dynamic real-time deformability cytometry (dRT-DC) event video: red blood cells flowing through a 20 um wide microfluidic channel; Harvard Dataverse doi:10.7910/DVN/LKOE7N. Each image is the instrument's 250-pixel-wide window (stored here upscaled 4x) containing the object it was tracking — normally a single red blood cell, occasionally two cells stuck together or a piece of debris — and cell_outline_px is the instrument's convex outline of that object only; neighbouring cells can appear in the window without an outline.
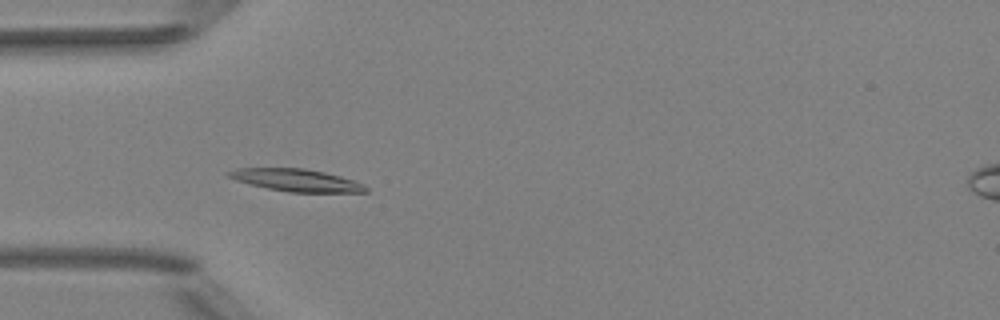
{"species": "Egyptian fruit bat (a non-hibernating species)", "species_latin": "Rousettus aegyptiacus", "temperature_condition": "room temperature", "stored_images_in_passage": 6, "camera_frame_rate_fps": 3000, "um_per_image_px": 0.085, "animal": {"sex": "female"}, "frame": {"image": 1, "passage_image": 2, "time_ms": 0.333, "image_size_px": [1000, 320], "cell_outline_px": [[368, 192], [288, 192], [268, 188], [236, 180], [224, 176], [224, 172], [236, 168], [304, 168], [324, 172], [340, 176], [364, 184], [368, 188]], "centroid_in_image_um": [25.15, 15.31], "position_along_channel_um": 59.9, "area_um2": 17.86}}
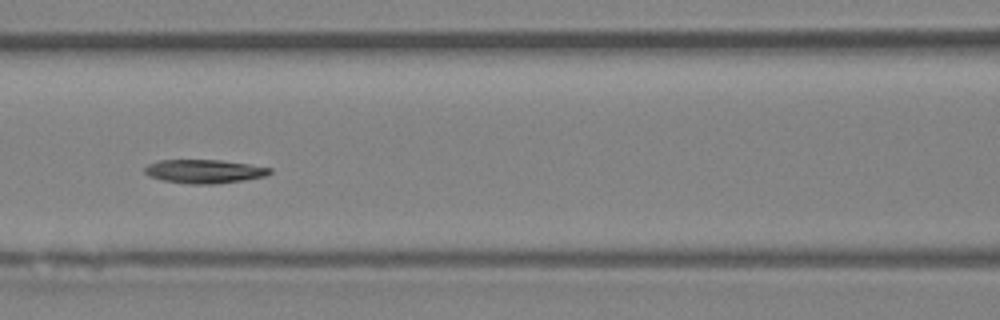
{"frame": {"image": 2, "passage_image": 4, "time_ms": 1.0, "image_size_px": [1000, 320], "cell_outline_px": [[272, 172], [264, 176], [244, 180], [216, 184], [188, 184], [164, 180], [148, 176], [144, 172], [144, 168], [148, 164], [160, 160], [220, 160], [248, 164], [272, 168]], "centroid_in_image_um": [17.35, 14.57], "position_along_channel_um": 149.2, "area_um2": 17.22}}
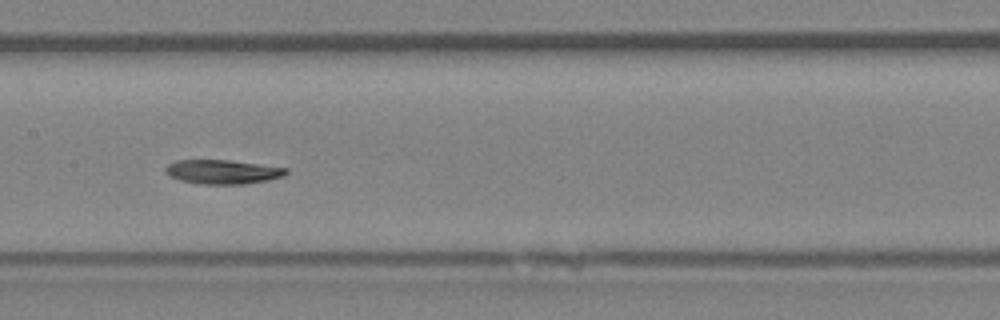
{"frame": {"image": 3, "passage_image": 5, "time_ms": 1.333, "image_size_px": [1000, 320], "cell_outline_px": [[288, 172], [284, 176], [268, 180], [244, 184], [200, 184], [180, 180], [168, 176], [164, 172], [164, 168], [168, 164], [176, 160], [228, 160], [288, 168]], "centroid_in_image_um": [18.89, 14.61], "position_along_channel_um": 188.5, "area_um2": 17.05}}